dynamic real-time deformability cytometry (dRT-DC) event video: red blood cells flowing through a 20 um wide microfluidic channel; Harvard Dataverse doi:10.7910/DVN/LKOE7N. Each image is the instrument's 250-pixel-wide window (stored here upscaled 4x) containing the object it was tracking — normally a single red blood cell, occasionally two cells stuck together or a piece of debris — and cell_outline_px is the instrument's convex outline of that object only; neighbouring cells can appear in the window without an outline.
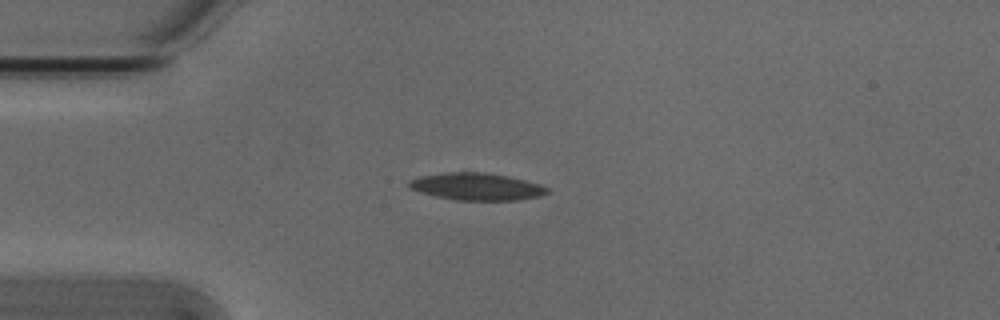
{"species": "Egyptian fruit bat (a non-hibernating species)", "species_latin": "Rousettus aegyptiacus", "temperature_condition": "cold", "stored_images_in_passage": 5, "camera_frame_rate_fps": 3000, "um_per_image_px": 0.085, "animal": {"sex": "male"}, "frame": {"image": 1, "passage_image": 2, "time_ms": 0.333, "image_size_px": [1000, 320], "cell_outline_px": [[548, 192], [540, 196], [520, 200], [456, 200], [436, 196], [420, 192], [412, 188], [408, 184], [408, 180], [420, 176], [444, 172], [480, 172], [508, 176], [540, 184], [548, 188]], "centroid_in_image_um": [40.51, 15.86], "position_along_channel_um": 44.5, "area_um2": 21.79}}
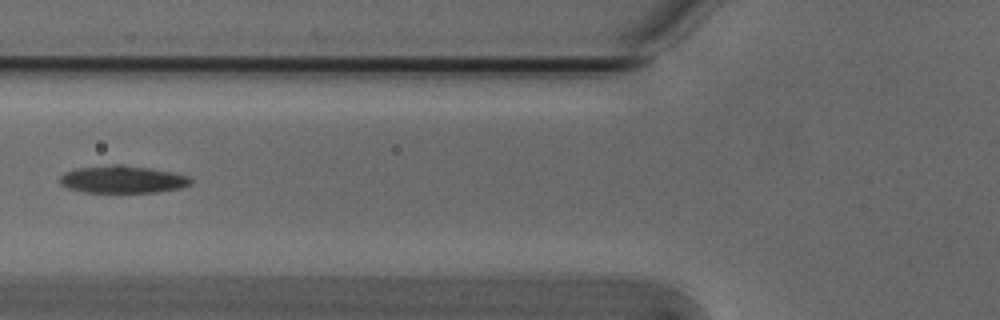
{"frame": {"image": 2, "passage_image": 4, "time_ms": 1.0, "image_size_px": [1000, 320], "cell_outline_px": [[192, 184], [180, 188], [156, 192], [84, 192], [68, 188], [60, 184], [60, 176], [64, 172], [76, 168], [112, 164], [124, 164], [152, 168], [172, 172], [188, 176], [192, 180]], "centroid_in_image_um": [10.41, 15.23], "position_along_channel_um": 115.4, "area_um2": 21.1}}